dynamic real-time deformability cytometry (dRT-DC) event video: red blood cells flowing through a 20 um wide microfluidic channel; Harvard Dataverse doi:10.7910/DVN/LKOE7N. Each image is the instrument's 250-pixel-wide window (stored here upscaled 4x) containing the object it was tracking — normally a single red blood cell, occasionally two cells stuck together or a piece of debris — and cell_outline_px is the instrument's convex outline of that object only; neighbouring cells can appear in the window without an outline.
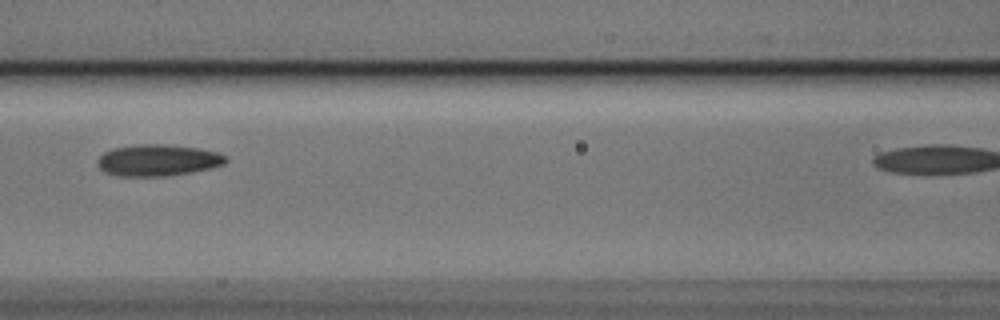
{"species": "Egyptian fruit bat (a non-hibernating species)", "species_latin": "Rousettus aegyptiacus", "temperature_condition": "cold", "stored_images_in_passage": 7, "segment_of_instrument_passage": [1, 2], "camera_frame_rate_fps": 3000, "um_per_image_px": 0.085, "animal": {"sex": "male"}, "frame": {"image": 1, "passage_image": 6, "time_ms": 1.667, "image_size_px": [1000, 320], "cell_outline_px": [[228, 160], [224, 164], [212, 168], [192, 172], [168, 176], [116, 176], [104, 172], [96, 164], [96, 160], [104, 152], [112, 148], [140, 144], [164, 144], [200, 148], [216, 152], [228, 156]], "centroid_in_image_um": [13.42, 13.62], "position_along_channel_um": 153.2, "area_um2": 23.87}}